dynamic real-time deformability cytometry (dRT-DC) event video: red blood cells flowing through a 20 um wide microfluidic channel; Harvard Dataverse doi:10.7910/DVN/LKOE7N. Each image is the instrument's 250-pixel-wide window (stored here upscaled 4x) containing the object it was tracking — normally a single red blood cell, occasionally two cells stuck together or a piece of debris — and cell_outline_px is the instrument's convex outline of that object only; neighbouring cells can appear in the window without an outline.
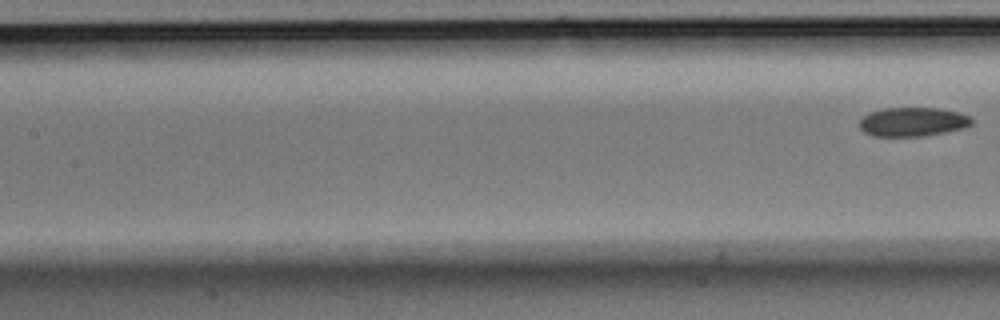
{"species": "Egyptian fruit bat (a non-hibernating species)", "species_latin": "Rousettus aegyptiacus", "temperature_condition": "room temperature", "stored_images_in_passage": 7, "segment_of_instrument_passage": [2, 2], "camera_frame_rate_fps": 3000, "um_per_image_px": 0.085, "animal": {"sex": "male"}, "frame": {"image": 1, "passage_image": 7, "time_ms": 2.0, "image_size_px": [1000, 320], "cell_outline_px": [[972, 124], [964, 128], [924, 136], [872, 136], [864, 132], [860, 128], [860, 120], [868, 112], [884, 108], [936, 108], [960, 112], [972, 116]], "centroid_in_image_um": [77.59, 10.35], "position_along_channel_um": 129.8, "area_um2": 19.07}}